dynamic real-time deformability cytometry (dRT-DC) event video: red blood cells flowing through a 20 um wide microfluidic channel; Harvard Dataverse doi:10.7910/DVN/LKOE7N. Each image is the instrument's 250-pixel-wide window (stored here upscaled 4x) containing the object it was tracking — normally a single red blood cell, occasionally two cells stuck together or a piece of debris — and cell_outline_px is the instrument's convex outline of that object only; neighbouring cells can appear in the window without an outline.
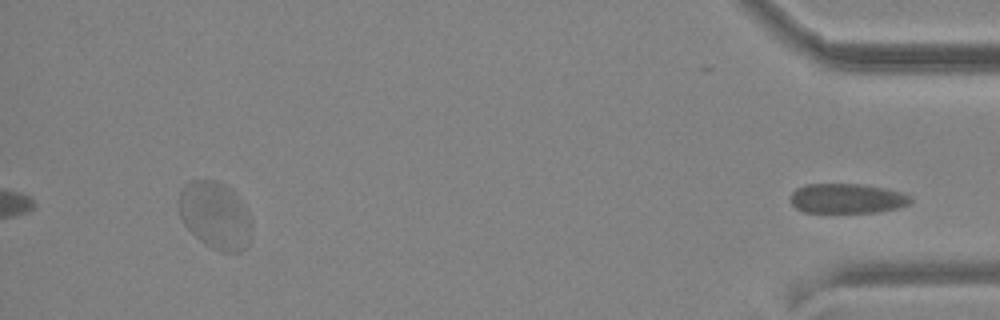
{"species": "common noctule bat (a hibernating species)", "species_latin": "Nyctalus noctula", "temperature_condition": "cold", "stored_images_in_passage": 12, "segment_of_instrument_passage": [2, 2], "camera_frame_rate_fps": 3000, "um_per_image_px": 0.085, "animal": {"sex": "male", "body_mass_g": 19.2, "forearm_length_mm": 51.8}, "frame": {"image": 1, "passage_image": 12, "time_ms": 14.0, "image_size_px": [1000, 320], "cell_outline_px": [[912, 200], [908, 204], [896, 208], [880, 212], [804, 212], [796, 208], [792, 204], [792, 192], [796, 188], [804, 184], [864, 184], [884, 188], [900, 192], [908, 196]], "centroid_in_image_um": [71.97, 16.86], "position_along_channel_um": 363.2, "area_um2": 20.69}}